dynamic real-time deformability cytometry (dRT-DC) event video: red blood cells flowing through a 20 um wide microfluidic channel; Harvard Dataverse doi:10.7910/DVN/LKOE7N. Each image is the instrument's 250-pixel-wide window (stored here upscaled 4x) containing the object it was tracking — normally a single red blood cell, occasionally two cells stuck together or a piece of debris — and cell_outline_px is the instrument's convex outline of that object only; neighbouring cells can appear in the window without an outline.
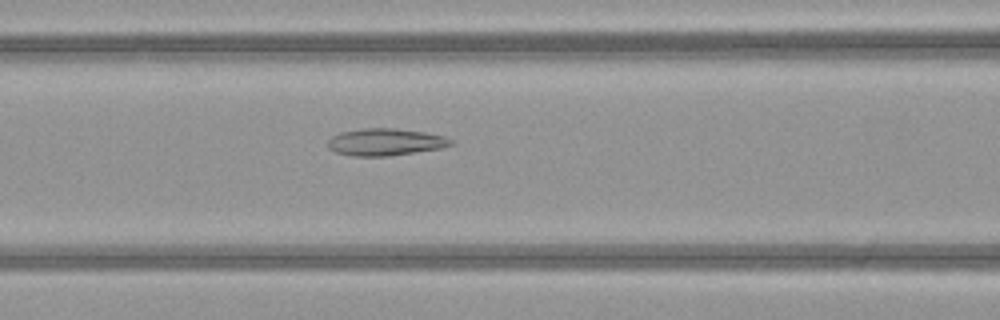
{"species": "common noctule bat (a hibernating species)", "species_latin": "Nyctalus noctula", "temperature_condition": "warm", "stored_images_in_passage": 50, "camera_frame_rate_fps": 3000, "um_per_image_px": 0.085, "animal": {"sex": "female", "body_mass_g": 21.9}, "frame": {"image": 1, "passage_image": 21, "time_ms": 6.667, "image_size_px": [1000, 320], "cell_outline_px": [[452, 144], [440, 148], [388, 156], [352, 156], [336, 152], [328, 148], [328, 140], [332, 136], [340, 132], [364, 128], [396, 128], [424, 132], [444, 136], [452, 140]], "centroid_in_image_um": [32.72, 12.07], "position_along_channel_um": 133.9, "area_um2": 19.31}}
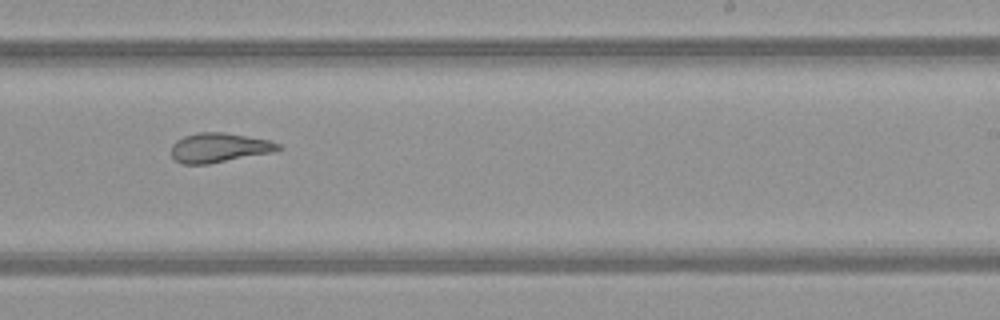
{"frame": {"image": 2, "passage_image": 31, "time_ms": 10.0, "image_size_px": [1000, 320], "cell_outline_px": [[284, 148], [272, 152], [208, 164], [180, 164], [172, 156], [172, 144], [176, 140], [184, 136], [196, 132], [224, 132], [272, 140], [280, 144]], "centroid_in_image_um": [18.64, 12.54], "position_along_channel_um": 270.4, "area_um2": 18.5}}
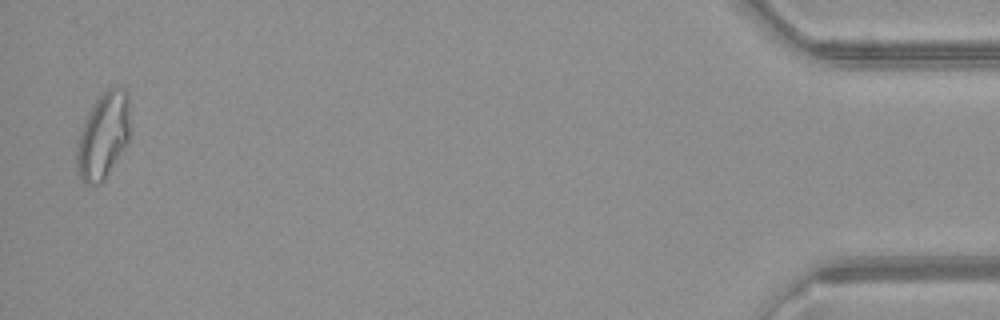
{"frame": {"image": 3, "passage_image": 49, "time_ms": 16.0, "image_size_px": [1000, 320], "cell_outline_px": [[128, 144], [108, 176], [100, 184], [84, 184], [80, 180], [76, 172], [76, 144], [84, 120], [88, 112], [96, 100], [108, 88], [116, 84], [120, 84], [128, 92]], "centroid_in_image_um": [8.76, 11.57], "position_along_channel_um": 426.4, "area_um2": 27.4}, "authors_computed_cell_mechanics": {"area_um2": 22.4842, "velocity_mm_per_s": 4.1027, "shape_relaxation_time_tau1_ms": null, "shape_relaxation_time_tau2_ms": 2.169, "deformation_change_tau1": null, "deformation_change_tau2": 0.1044}}